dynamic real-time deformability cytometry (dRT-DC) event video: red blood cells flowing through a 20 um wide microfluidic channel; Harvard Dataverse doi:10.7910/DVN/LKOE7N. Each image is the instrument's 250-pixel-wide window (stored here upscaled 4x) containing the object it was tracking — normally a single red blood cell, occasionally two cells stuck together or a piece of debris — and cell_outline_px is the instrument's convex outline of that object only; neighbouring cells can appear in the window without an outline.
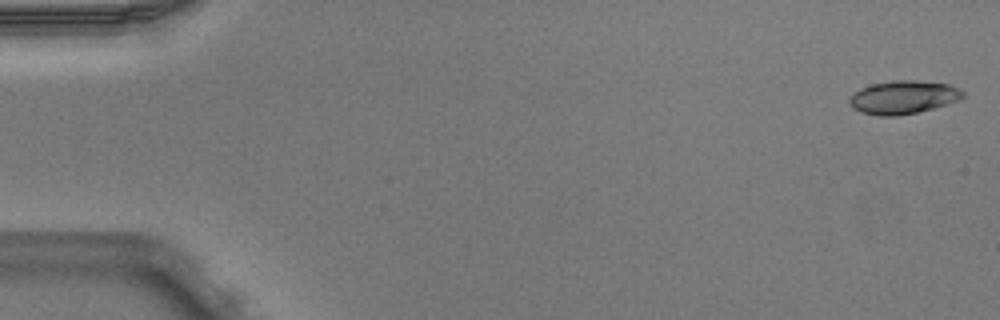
{"species": "Egyptian fruit bat (a non-hibernating species)", "species_latin": "Rousettus aegyptiacus", "temperature_condition": "warm", "stored_images_in_passage": 5, "camera_frame_rate_fps": 3000, "um_per_image_px": 0.085, "animal": {"sex": "male"}, "frame": {"image": 1, "passage_image": 1, "time_ms": 0.0, "image_size_px": [1000, 320], "cell_outline_px": [[964, 96], [960, 100], [932, 108], [916, 112], [896, 116], [880, 116], [860, 112], [852, 108], [848, 100], [852, 92], [860, 88], [872, 84], [892, 80], [916, 80], [948, 84], [964, 92]], "centroid_in_image_um": [76.73, 8.26], "position_along_channel_um": 8.3, "area_um2": 22.02}}
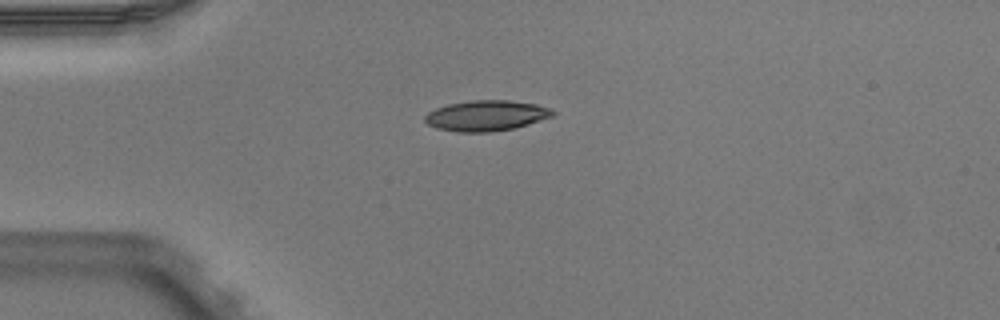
{"frame": {"image": 2, "passage_image": 3, "time_ms": 0.667, "image_size_px": [1000, 320], "cell_outline_px": [[556, 112], [552, 116], [528, 124], [512, 128], [492, 132], [460, 132], [436, 128], [428, 124], [424, 120], [424, 116], [428, 112], [436, 108], [448, 104], [472, 100], [508, 100], [536, 104], [548, 108]], "centroid_in_image_um": [41.3, 9.83], "position_along_channel_um": 43.7, "area_um2": 22.6}}
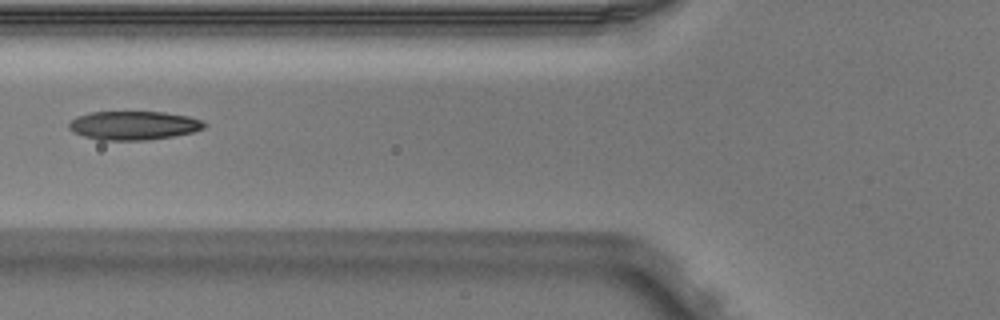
{"frame": {"image": 3, "passage_image": 5, "time_ms": 1.333, "image_size_px": [1000, 320], "cell_outline_px": [[208, 124], [204, 128], [192, 132], [172, 136], [148, 140], [100, 140], [84, 136], [72, 132], [68, 128], [68, 124], [76, 116], [88, 112], [164, 112], [188, 116], [200, 120]], "centroid_in_image_um": [11.33, 10.66], "position_along_channel_um": 114.5, "area_um2": 22.72}}